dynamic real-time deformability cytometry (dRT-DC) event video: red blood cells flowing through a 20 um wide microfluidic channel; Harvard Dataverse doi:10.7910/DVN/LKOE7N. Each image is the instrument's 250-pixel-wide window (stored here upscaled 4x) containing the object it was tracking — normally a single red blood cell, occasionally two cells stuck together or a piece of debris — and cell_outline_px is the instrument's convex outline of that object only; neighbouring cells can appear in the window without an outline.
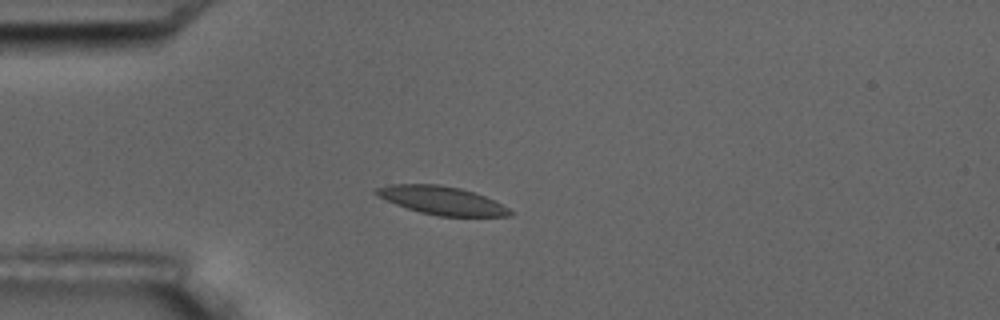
{"species": "common noctule bat (a hibernating species)", "species_latin": "Nyctalus noctula", "temperature_condition": "room temperature", "stored_images_in_passage": 4, "camera_frame_rate_fps": 3000, "um_per_image_px": 0.085, "animal": {"sex": "male", "body_mass_g": 17.5, "forearm_length_mm": 52.3}, "frame": {"image": 1, "passage_image": 4, "time_ms": 3.333, "image_size_px": [1000, 320], "cell_outline_px": [[512, 216], [436, 216], [420, 212], [396, 204], [376, 196], [372, 192], [372, 188], [392, 184], [440, 184], [460, 188], [484, 196], [508, 208], [512, 212]], "centroid_in_image_um": [37.47, 17.03], "position_along_channel_um": 47.5, "area_um2": 21.96}}